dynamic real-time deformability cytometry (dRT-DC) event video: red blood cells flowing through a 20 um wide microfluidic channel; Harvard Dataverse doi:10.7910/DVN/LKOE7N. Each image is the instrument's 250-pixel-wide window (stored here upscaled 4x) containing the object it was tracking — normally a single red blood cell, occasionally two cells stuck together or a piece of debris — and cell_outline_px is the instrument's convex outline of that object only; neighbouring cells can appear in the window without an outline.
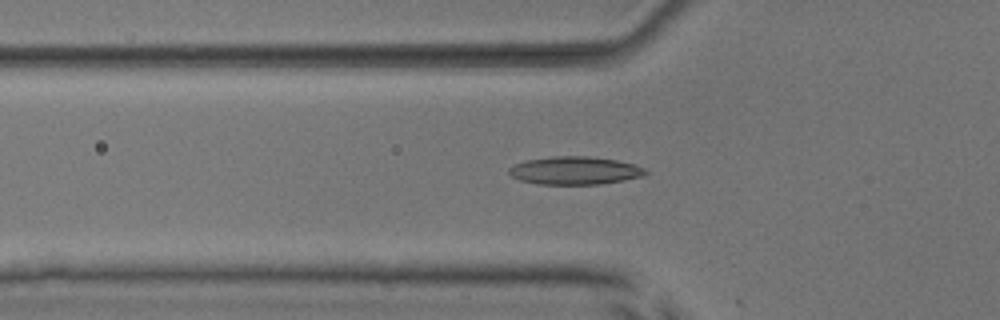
{"species": "common noctule bat (a hibernating species)", "species_latin": "Nyctalus noctula", "temperature_condition": "room temperature", "stored_images_in_passage": 20, "camera_frame_rate_fps": 3000, "um_per_image_px": 0.085, "animal": {"sex": "male", "body_mass_g": 17.9, "forearm_length_mm": 54.2}, "frame": {"image": 1, "passage_image": 19, "time_ms": 6.0, "image_size_px": [1000, 320], "cell_outline_px": [[648, 172], [640, 176], [624, 180], [600, 184], [540, 184], [520, 180], [512, 176], [508, 172], [508, 168], [512, 164], [524, 160], [552, 156], [588, 156], [616, 160], [632, 164], [644, 168]], "centroid_in_image_um": [48.79, 14.49], "position_along_channel_um": 77.0, "area_um2": 22.2}}